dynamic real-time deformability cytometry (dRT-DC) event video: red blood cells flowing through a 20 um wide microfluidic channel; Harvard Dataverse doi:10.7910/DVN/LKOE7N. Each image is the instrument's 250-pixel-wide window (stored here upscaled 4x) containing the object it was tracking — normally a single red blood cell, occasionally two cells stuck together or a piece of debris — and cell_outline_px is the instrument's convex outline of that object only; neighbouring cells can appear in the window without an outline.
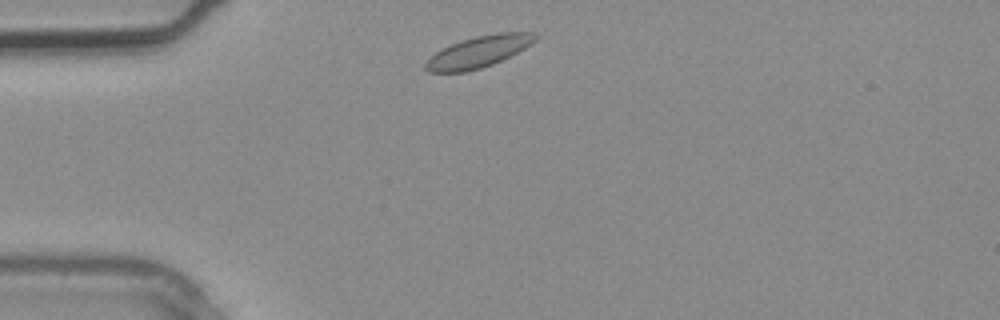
{"species": "common noctule bat (a hibernating species)", "species_latin": "Nyctalus noctula", "temperature_condition": "warm", "stored_images_in_passage": 1, "camera_frame_rate_fps": 3000, "um_per_image_px": 0.085, "animal": {"sex": "male", "body_mass_g": 20.4}, "frame": {"image": 1, "passage_image": 1, "time_ms": 0.0, "image_size_px": [1000, 320], "cell_outline_px": [[540, 36], [532, 44], [492, 64], [480, 68], [464, 72], [428, 72], [424, 68], [424, 64], [436, 52], [460, 40], [476, 36], [500, 32], [536, 32]], "centroid_in_image_um": [40.71, 4.38], "position_along_channel_um": 44.3, "area_um2": 19.88}}